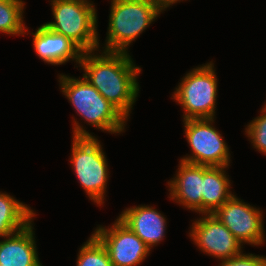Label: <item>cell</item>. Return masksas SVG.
<instances>
[{
	"label": "cell",
	"mask_w": 266,
	"mask_h": 266,
	"mask_svg": "<svg viewBox=\"0 0 266 266\" xmlns=\"http://www.w3.org/2000/svg\"><path fill=\"white\" fill-rule=\"evenodd\" d=\"M83 52L79 67L83 76L127 119L139 91L137 76L141 68L134 65L129 53L104 51L94 55Z\"/></svg>",
	"instance_id": "1"
},
{
	"label": "cell",
	"mask_w": 266,
	"mask_h": 266,
	"mask_svg": "<svg viewBox=\"0 0 266 266\" xmlns=\"http://www.w3.org/2000/svg\"><path fill=\"white\" fill-rule=\"evenodd\" d=\"M73 126L70 159L72 169L88 197L101 206L104 203L109 176L106 155L100 141L83 129L75 119Z\"/></svg>",
	"instance_id": "2"
},
{
	"label": "cell",
	"mask_w": 266,
	"mask_h": 266,
	"mask_svg": "<svg viewBox=\"0 0 266 266\" xmlns=\"http://www.w3.org/2000/svg\"><path fill=\"white\" fill-rule=\"evenodd\" d=\"M60 89L85 122L111 134L124 132L127 118L83 76L59 75Z\"/></svg>",
	"instance_id": "3"
},
{
	"label": "cell",
	"mask_w": 266,
	"mask_h": 266,
	"mask_svg": "<svg viewBox=\"0 0 266 266\" xmlns=\"http://www.w3.org/2000/svg\"><path fill=\"white\" fill-rule=\"evenodd\" d=\"M161 12L151 0H111L104 51L128 53V46Z\"/></svg>",
	"instance_id": "4"
},
{
	"label": "cell",
	"mask_w": 266,
	"mask_h": 266,
	"mask_svg": "<svg viewBox=\"0 0 266 266\" xmlns=\"http://www.w3.org/2000/svg\"><path fill=\"white\" fill-rule=\"evenodd\" d=\"M50 4L55 20L45 26L68 37L84 52L99 51L97 10L90 0H51Z\"/></svg>",
	"instance_id": "5"
},
{
	"label": "cell",
	"mask_w": 266,
	"mask_h": 266,
	"mask_svg": "<svg viewBox=\"0 0 266 266\" xmlns=\"http://www.w3.org/2000/svg\"><path fill=\"white\" fill-rule=\"evenodd\" d=\"M209 62L193 68L181 80L173 99L184 110L183 120L214 118L217 98V75Z\"/></svg>",
	"instance_id": "6"
},
{
	"label": "cell",
	"mask_w": 266,
	"mask_h": 266,
	"mask_svg": "<svg viewBox=\"0 0 266 266\" xmlns=\"http://www.w3.org/2000/svg\"><path fill=\"white\" fill-rule=\"evenodd\" d=\"M183 122L192 154L180 160L208 167L229 166V148L219 131L212 126L214 118L186 119Z\"/></svg>",
	"instance_id": "7"
},
{
	"label": "cell",
	"mask_w": 266,
	"mask_h": 266,
	"mask_svg": "<svg viewBox=\"0 0 266 266\" xmlns=\"http://www.w3.org/2000/svg\"><path fill=\"white\" fill-rule=\"evenodd\" d=\"M240 200L236 195L228 199L213 214L242 243L264 244L263 211Z\"/></svg>",
	"instance_id": "8"
},
{
	"label": "cell",
	"mask_w": 266,
	"mask_h": 266,
	"mask_svg": "<svg viewBox=\"0 0 266 266\" xmlns=\"http://www.w3.org/2000/svg\"><path fill=\"white\" fill-rule=\"evenodd\" d=\"M93 235L105 247L114 266H137L151 251L119 218L110 228L98 226Z\"/></svg>",
	"instance_id": "9"
},
{
	"label": "cell",
	"mask_w": 266,
	"mask_h": 266,
	"mask_svg": "<svg viewBox=\"0 0 266 266\" xmlns=\"http://www.w3.org/2000/svg\"><path fill=\"white\" fill-rule=\"evenodd\" d=\"M195 220L189 236L202 252L218 258L229 259L242 253V243L214 214H202Z\"/></svg>",
	"instance_id": "10"
},
{
	"label": "cell",
	"mask_w": 266,
	"mask_h": 266,
	"mask_svg": "<svg viewBox=\"0 0 266 266\" xmlns=\"http://www.w3.org/2000/svg\"><path fill=\"white\" fill-rule=\"evenodd\" d=\"M170 198L202 214L203 166L180 160L176 177L168 182Z\"/></svg>",
	"instance_id": "11"
},
{
	"label": "cell",
	"mask_w": 266,
	"mask_h": 266,
	"mask_svg": "<svg viewBox=\"0 0 266 266\" xmlns=\"http://www.w3.org/2000/svg\"><path fill=\"white\" fill-rule=\"evenodd\" d=\"M33 35V47L44 62L61 65L69 60L80 64L83 50L68 37L51 31L42 24Z\"/></svg>",
	"instance_id": "12"
},
{
	"label": "cell",
	"mask_w": 266,
	"mask_h": 266,
	"mask_svg": "<svg viewBox=\"0 0 266 266\" xmlns=\"http://www.w3.org/2000/svg\"><path fill=\"white\" fill-rule=\"evenodd\" d=\"M118 218L150 249L165 237L166 218L152 206L138 205L126 208Z\"/></svg>",
	"instance_id": "13"
},
{
	"label": "cell",
	"mask_w": 266,
	"mask_h": 266,
	"mask_svg": "<svg viewBox=\"0 0 266 266\" xmlns=\"http://www.w3.org/2000/svg\"><path fill=\"white\" fill-rule=\"evenodd\" d=\"M33 221L0 241V264L3 266H43L38 257Z\"/></svg>",
	"instance_id": "14"
},
{
	"label": "cell",
	"mask_w": 266,
	"mask_h": 266,
	"mask_svg": "<svg viewBox=\"0 0 266 266\" xmlns=\"http://www.w3.org/2000/svg\"><path fill=\"white\" fill-rule=\"evenodd\" d=\"M226 166H203L202 214H213L234 194Z\"/></svg>",
	"instance_id": "15"
},
{
	"label": "cell",
	"mask_w": 266,
	"mask_h": 266,
	"mask_svg": "<svg viewBox=\"0 0 266 266\" xmlns=\"http://www.w3.org/2000/svg\"><path fill=\"white\" fill-rule=\"evenodd\" d=\"M8 193L0 192V237L5 238L29 224L35 212Z\"/></svg>",
	"instance_id": "16"
},
{
	"label": "cell",
	"mask_w": 266,
	"mask_h": 266,
	"mask_svg": "<svg viewBox=\"0 0 266 266\" xmlns=\"http://www.w3.org/2000/svg\"><path fill=\"white\" fill-rule=\"evenodd\" d=\"M25 2L22 0H0V32L9 35H24L23 22Z\"/></svg>",
	"instance_id": "17"
},
{
	"label": "cell",
	"mask_w": 266,
	"mask_h": 266,
	"mask_svg": "<svg viewBox=\"0 0 266 266\" xmlns=\"http://www.w3.org/2000/svg\"><path fill=\"white\" fill-rule=\"evenodd\" d=\"M91 235L79 248L76 266H114L105 247L93 234Z\"/></svg>",
	"instance_id": "18"
},
{
	"label": "cell",
	"mask_w": 266,
	"mask_h": 266,
	"mask_svg": "<svg viewBox=\"0 0 266 266\" xmlns=\"http://www.w3.org/2000/svg\"><path fill=\"white\" fill-rule=\"evenodd\" d=\"M260 112L261 116L254 118L247 125L245 134L258 152L266 154V109L262 108Z\"/></svg>",
	"instance_id": "19"
},
{
	"label": "cell",
	"mask_w": 266,
	"mask_h": 266,
	"mask_svg": "<svg viewBox=\"0 0 266 266\" xmlns=\"http://www.w3.org/2000/svg\"><path fill=\"white\" fill-rule=\"evenodd\" d=\"M221 261L220 266H266V257L250 253H241L240 255Z\"/></svg>",
	"instance_id": "20"
},
{
	"label": "cell",
	"mask_w": 266,
	"mask_h": 266,
	"mask_svg": "<svg viewBox=\"0 0 266 266\" xmlns=\"http://www.w3.org/2000/svg\"><path fill=\"white\" fill-rule=\"evenodd\" d=\"M161 11H165L170 5L180 2L181 0H151Z\"/></svg>",
	"instance_id": "21"
}]
</instances>
